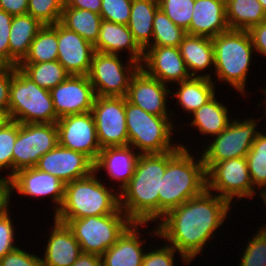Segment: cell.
<instances>
[{"mask_svg":"<svg viewBox=\"0 0 266 266\" xmlns=\"http://www.w3.org/2000/svg\"><path fill=\"white\" fill-rule=\"evenodd\" d=\"M239 266H266V228L261 227L247 242Z\"/></svg>","mask_w":266,"mask_h":266,"instance_id":"obj_38","label":"cell"},{"mask_svg":"<svg viewBox=\"0 0 266 266\" xmlns=\"http://www.w3.org/2000/svg\"><path fill=\"white\" fill-rule=\"evenodd\" d=\"M9 65L0 57V73L4 71Z\"/></svg>","mask_w":266,"mask_h":266,"instance_id":"obj_54","label":"cell"},{"mask_svg":"<svg viewBox=\"0 0 266 266\" xmlns=\"http://www.w3.org/2000/svg\"><path fill=\"white\" fill-rule=\"evenodd\" d=\"M58 59V23L44 25L20 63H44Z\"/></svg>","mask_w":266,"mask_h":266,"instance_id":"obj_33","label":"cell"},{"mask_svg":"<svg viewBox=\"0 0 266 266\" xmlns=\"http://www.w3.org/2000/svg\"><path fill=\"white\" fill-rule=\"evenodd\" d=\"M250 178L254 188H266V132H260L246 156Z\"/></svg>","mask_w":266,"mask_h":266,"instance_id":"obj_36","label":"cell"},{"mask_svg":"<svg viewBox=\"0 0 266 266\" xmlns=\"http://www.w3.org/2000/svg\"><path fill=\"white\" fill-rule=\"evenodd\" d=\"M56 125L60 146L81 152L93 162L97 160L101 147L92 112L64 116Z\"/></svg>","mask_w":266,"mask_h":266,"instance_id":"obj_14","label":"cell"},{"mask_svg":"<svg viewBox=\"0 0 266 266\" xmlns=\"http://www.w3.org/2000/svg\"><path fill=\"white\" fill-rule=\"evenodd\" d=\"M15 66H8L0 73V109L9 110L10 86Z\"/></svg>","mask_w":266,"mask_h":266,"instance_id":"obj_46","label":"cell"},{"mask_svg":"<svg viewBox=\"0 0 266 266\" xmlns=\"http://www.w3.org/2000/svg\"><path fill=\"white\" fill-rule=\"evenodd\" d=\"M212 41L215 68L212 71L216 78L246 96V81L255 50L248 31L229 29L212 38Z\"/></svg>","mask_w":266,"mask_h":266,"instance_id":"obj_5","label":"cell"},{"mask_svg":"<svg viewBox=\"0 0 266 266\" xmlns=\"http://www.w3.org/2000/svg\"><path fill=\"white\" fill-rule=\"evenodd\" d=\"M206 189L216 192L230 204L236 198H254L256 192L248 170L246 157L233 158L214 163L206 171ZM235 197V199H234Z\"/></svg>","mask_w":266,"mask_h":266,"instance_id":"obj_11","label":"cell"},{"mask_svg":"<svg viewBox=\"0 0 266 266\" xmlns=\"http://www.w3.org/2000/svg\"><path fill=\"white\" fill-rule=\"evenodd\" d=\"M179 49L191 77L212 79V74H198L204 69H209L210 66L214 67L212 38L186 34L179 45Z\"/></svg>","mask_w":266,"mask_h":266,"instance_id":"obj_26","label":"cell"},{"mask_svg":"<svg viewBox=\"0 0 266 266\" xmlns=\"http://www.w3.org/2000/svg\"><path fill=\"white\" fill-rule=\"evenodd\" d=\"M133 0H102V20L128 25Z\"/></svg>","mask_w":266,"mask_h":266,"instance_id":"obj_41","label":"cell"},{"mask_svg":"<svg viewBox=\"0 0 266 266\" xmlns=\"http://www.w3.org/2000/svg\"><path fill=\"white\" fill-rule=\"evenodd\" d=\"M159 8L179 27H190L195 0H158Z\"/></svg>","mask_w":266,"mask_h":266,"instance_id":"obj_39","label":"cell"},{"mask_svg":"<svg viewBox=\"0 0 266 266\" xmlns=\"http://www.w3.org/2000/svg\"><path fill=\"white\" fill-rule=\"evenodd\" d=\"M35 168L50 173L66 184L89 176L94 171V162L81 152L57 144L39 158Z\"/></svg>","mask_w":266,"mask_h":266,"instance_id":"obj_16","label":"cell"},{"mask_svg":"<svg viewBox=\"0 0 266 266\" xmlns=\"http://www.w3.org/2000/svg\"><path fill=\"white\" fill-rule=\"evenodd\" d=\"M261 197V201H263V203H265L264 205H266V188L263 189L262 191H259V195ZM263 199V200H262ZM266 208V207H265ZM263 228H266V225L262 226Z\"/></svg>","mask_w":266,"mask_h":266,"instance_id":"obj_53","label":"cell"},{"mask_svg":"<svg viewBox=\"0 0 266 266\" xmlns=\"http://www.w3.org/2000/svg\"><path fill=\"white\" fill-rule=\"evenodd\" d=\"M140 68V64L128 58L122 64L117 54L95 51L88 74L96 96L125 97L132 76Z\"/></svg>","mask_w":266,"mask_h":266,"instance_id":"obj_10","label":"cell"},{"mask_svg":"<svg viewBox=\"0 0 266 266\" xmlns=\"http://www.w3.org/2000/svg\"><path fill=\"white\" fill-rule=\"evenodd\" d=\"M159 9L158 0H133L128 28L135 42L145 51L153 37V20ZM151 41V42H150Z\"/></svg>","mask_w":266,"mask_h":266,"instance_id":"obj_29","label":"cell"},{"mask_svg":"<svg viewBox=\"0 0 266 266\" xmlns=\"http://www.w3.org/2000/svg\"><path fill=\"white\" fill-rule=\"evenodd\" d=\"M229 29L249 30L266 20V12L259 0H225Z\"/></svg>","mask_w":266,"mask_h":266,"instance_id":"obj_30","label":"cell"},{"mask_svg":"<svg viewBox=\"0 0 266 266\" xmlns=\"http://www.w3.org/2000/svg\"><path fill=\"white\" fill-rule=\"evenodd\" d=\"M66 223L83 253L101 256L133 223L119 208L115 213L78 219H56Z\"/></svg>","mask_w":266,"mask_h":266,"instance_id":"obj_8","label":"cell"},{"mask_svg":"<svg viewBox=\"0 0 266 266\" xmlns=\"http://www.w3.org/2000/svg\"><path fill=\"white\" fill-rule=\"evenodd\" d=\"M91 112L101 149L129 144L125 97L96 96Z\"/></svg>","mask_w":266,"mask_h":266,"instance_id":"obj_13","label":"cell"},{"mask_svg":"<svg viewBox=\"0 0 266 266\" xmlns=\"http://www.w3.org/2000/svg\"><path fill=\"white\" fill-rule=\"evenodd\" d=\"M171 93L168 85L158 79L149 76L141 67L132 76L126 100L148 113L157 116H173V112L167 108L168 94ZM172 112V113H171Z\"/></svg>","mask_w":266,"mask_h":266,"instance_id":"obj_17","label":"cell"},{"mask_svg":"<svg viewBox=\"0 0 266 266\" xmlns=\"http://www.w3.org/2000/svg\"><path fill=\"white\" fill-rule=\"evenodd\" d=\"M101 22L102 17L98 13L70 8L64 4L60 23L67 29L78 33L93 45L99 37Z\"/></svg>","mask_w":266,"mask_h":266,"instance_id":"obj_32","label":"cell"},{"mask_svg":"<svg viewBox=\"0 0 266 266\" xmlns=\"http://www.w3.org/2000/svg\"><path fill=\"white\" fill-rule=\"evenodd\" d=\"M256 52L266 56V20L248 30Z\"/></svg>","mask_w":266,"mask_h":266,"instance_id":"obj_47","label":"cell"},{"mask_svg":"<svg viewBox=\"0 0 266 266\" xmlns=\"http://www.w3.org/2000/svg\"><path fill=\"white\" fill-rule=\"evenodd\" d=\"M10 195L15 190L25 197H47L56 204L55 213L60 209L65 195V183L59 178L35 167L16 171L10 178Z\"/></svg>","mask_w":266,"mask_h":266,"instance_id":"obj_18","label":"cell"},{"mask_svg":"<svg viewBox=\"0 0 266 266\" xmlns=\"http://www.w3.org/2000/svg\"><path fill=\"white\" fill-rule=\"evenodd\" d=\"M205 189L200 195L168 211L151 232L179 252L188 264L203 253L205 245L215 237V231L230 214L231 204ZM161 221V222H160ZM168 241V242H167ZM170 243V244H169Z\"/></svg>","mask_w":266,"mask_h":266,"instance_id":"obj_1","label":"cell"},{"mask_svg":"<svg viewBox=\"0 0 266 266\" xmlns=\"http://www.w3.org/2000/svg\"><path fill=\"white\" fill-rule=\"evenodd\" d=\"M126 127L130 146L140 154H160L177 150L181 145L172 141V118L157 116L128 102L125 98ZM173 143V144H172Z\"/></svg>","mask_w":266,"mask_h":266,"instance_id":"obj_6","label":"cell"},{"mask_svg":"<svg viewBox=\"0 0 266 266\" xmlns=\"http://www.w3.org/2000/svg\"><path fill=\"white\" fill-rule=\"evenodd\" d=\"M13 15L0 9V57L9 65V37Z\"/></svg>","mask_w":266,"mask_h":266,"instance_id":"obj_45","label":"cell"},{"mask_svg":"<svg viewBox=\"0 0 266 266\" xmlns=\"http://www.w3.org/2000/svg\"><path fill=\"white\" fill-rule=\"evenodd\" d=\"M65 5L70 8L89 10L100 14L102 0H65Z\"/></svg>","mask_w":266,"mask_h":266,"instance_id":"obj_49","label":"cell"},{"mask_svg":"<svg viewBox=\"0 0 266 266\" xmlns=\"http://www.w3.org/2000/svg\"><path fill=\"white\" fill-rule=\"evenodd\" d=\"M186 31L177 26L160 8L153 20V37L150 46L179 47Z\"/></svg>","mask_w":266,"mask_h":266,"instance_id":"obj_35","label":"cell"},{"mask_svg":"<svg viewBox=\"0 0 266 266\" xmlns=\"http://www.w3.org/2000/svg\"><path fill=\"white\" fill-rule=\"evenodd\" d=\"M259 2L261 3V5L263 6V8L266 12V0H259Z\"/></svg>","mask_w":266,"mask_h":266,"instance_id":"obj_55","label":"cell"},{"mask_svg":"<svg viewBox=\"0 0 266 266\" xmlns=\"http://www.w3.org/2000/svg\"><path fill=\"white\" fill-rule=\"evenodd\" d=\"M94 45L58 22V62L70 75L88 76Z\"/></svg>","mask_w":266,"mask_h":266,"instance_id":"obj_20","label":"cell"},{"mask_svg":"<svg viewBox=\"0 0 266 266\" xmlns=\"http://www.w3.org/2000/svg\"><path fill=\"white\" fill-rule=\"evenodd\" d=\"M0 9L18 16L27 14L28 0H0Z\"/></svg>","mask_w":266,"mask_h":266,"instance_id":"obj_48","label":"cell"},{"mask_svg":"<svg viewBox=\"0 0 266 266\" xmlns=\"http://www.w3.org/2000/svg\"><path fill=\"white\" fill-rule=\"evenodd\" d=\"M257 124L260 123L253 118L243 121L232 118L226 129L214 136L215 138L201 152L205 170L223 160L246 157L260 133Z\"/></svg>","mask_w":266,"mask_h":266,"instance_id":"obj_9","label":"cell"},{"mask_svg":"<svg viewBox=\"0 0 266 266\" xmlns=\"http://www.w3.org/2000/svg\"><path fill=\"white\" fill-rule=\"evenodd\" d=\"M144 223H132L124 233L101 255L102 266H141L146 250L140 237ZM140 239V240H139ZM144 249V252H143Z\"/></svg>","mask_w":266,"mask_h":266,"instance_id":"obj_23","label":"cell"},{"mask_svg":"<svg viewBox=\"0 0 266 266\" xmlns=\"http://www.w3.org/2000/svg\"><path fill=\"white\" fill-rule=\"evenodd\" d=\"M9 211L10 209L8 208L4 213L0 214V259L17 248L14 245L16 230H14V223H12Z\"/></svg>","mask_w":266,"mask_h":266,"instance_id":"obj_42","label":"cell"},{"mask_svg":"<svg viewBox=\"0 0 266 266\" xmlns=\"http://www.w3.org/2000/svg\"><path fill=\"white\" fill-rule=\"evenodd\" d=\"M11 121L8 110L0 109V128L4 127L7 123Z\"/></svg>","mask_w":266,"mask_h":266,"instance_id":"obj_52","label":"cell"},{"mask_svg":"<svg viewBox=\"0 0 266 266\" xmlns=\"http://www.w3.org/2000/svg\"><path fill=\"white\" fill-rule=\"evenodd\" d=\"M43 26L29 14L13 17L9 37V66L17 67L25 58L31 43Z\"/></svg>","mask_w":266,"mask_h":266,"instance_id":"obj_27","label":"cell"},{"mask_svg":"<svg viewBox=\"0 0 266 266\" xmlns=\"http://www.w3.org/2000/svg\"><path fill=\"white\" fill-rule=\"evenodd\" d=\"M167 152V166L161 179L159 220L171 209L206 189V170L202 157L195 158L184 145ZM199 159V160H198Z\"/></svg>","mask_w":266,"mask_h":266,"instance_id":"obj_3","label":"cell"},{"mask_svg":"<svg viewBox=\"0 0 266 266\" xmlns=\"http://www.w3.org/2000/svg\"><path fill=\"white\" fill-rule=\"evenodd\" d=\"M17 67L39 87L48 90L55 88L70 76L58 60L44 63H19Z\"/></svg>","mask_w":266,"mask_h":266,"instance_id":"obj_34","label":"cell"},{"mask_svg":"<svg viewBox=\"0 0 266 266\" xmlns=\"http://www.w3.org/2000/svg\"><path fill=\"white\" fill-rule=\"evenodd\" d=\"M97 52L107 54H117L128 50L131 60L140 65L144 58V51L135 42L133 35L127 25L117 24L102 20L99 37L94 44Z\"/></svg>","mask_w":266,"mask_h":266,"instance_id":"obj_25","label":"cell"},{"mask_svg":"<svg viewBox=\"0 0 266 266\" xmlns=\"http://www.w3.org/2000/svg\"><path fill=\"white\" fill-rule=\"evenodd\" d=\"M96 172L65 184V195L54 219H78L115 213L119 207V192H113L99 181ZM105 186V187H104Z\"/></svg>","mask_w":266,"mask_h":266,"instance_id":"obj_4","label":"cell"},{"mask_svg":"<svg viewBox=\"0 0 266 266\" xmlns=\"http://www.w3.org/2000/svg\"><path fill=\"white\" fill-rule=\"evenodd\" d=\"M139 156V151L135 152L134 147L130 145L105 147L100 150L94 162V171L97 173L104 169L109 179L121 181L118 188L120 192L134 175Z\"/></svg>","mask_w":266,"mask_h":266,"instance_id":"obj_21","label":"cell"},{"mask_svg":"<svg viewBox=\"0 0 266 266\" xmlns=\"http://www.w3.org/2000/svg\"><path fill=\"white\" fill-rule=\"evenodd\" d=\"M176 92L170 93L184 111L192 114L215 96L216 86L212 79L206 77H190L177 83Z\"/></svg>","mask_w":266,"mask_h":266,"instance_id":"obj_28","label":"cell"},{"mask_svg":"<svg viewBox=\"0 0 266 266\" xmlns=\"http://www.w3.org/2000/svg\"><path fill=\"white\" fill-rule=\"evenodd\" d=\"M167 166V152L140 154L134 175L119 192V207L133 223L159 220L161 179Z\"/></svg>","mask_w":266,"mask_h":266,"instance_id":"obj_2","label":"cell"},{"mask_svg":"<svg viewBox=\"0 0 266 266\" xmlns=\"http://www.w3.org/2000/svg\"><path fill=\"white\" fill-rule=\"evenodd\" d=\"M18 134V122L11 120L0 128V173L3 169L10 170L7 177L13 175V146Z\"/></svg>","mask_w":266,"mask_h":266,"instance_id":"obj_40","label":"cell"},{"mask_svg":"<svg viewBox=\"0 0 266 266\" xmlns=\"http://www.w3.org/2000/svg\"><path fill=\"white\" fill-rule=\"evenodd\" d=\"M0 266H42L41 257L19 247L0 259Z\"/></svg>","mask_w":266,"mask_h":266,"instance_id":"obj_44","label":"cell"},{"mask_svg":"<svg viewBox=\"0 0 266 266\" xmlns=\"http://www.w3.org/2000/svg\"><path fill=\"white\" fill-rule=\"evenodd\" d=\"M215 97L192 113L194 117L189 124L197 128L201 135H219L231 122L227 107Z\"/></svg>","mask_w":266,"mask_h":266,"instance_id":"obj_31","label":"cell"},{"mask_svg":"<svg viewBox=\"0 0 266 266\" xmlns=\"http://www.w3.org/2000/svg\"><path fill=\"white\" fill-rule=\"evenodd\" d=\"M263 90V93L266 94V89H262ZM264 104H266V101H263ZM266 107V105H264ZM266 108H265V111H264V115H262L263 117L266 116Z\"/></svg>","mask_w":266,"mask_h":266,"instance_id":"obj_56","label":"cell"},{"mask_svg":"<svg viewBox=\"0 0 266 266\" xmlns=\"http://www.w3.org/2000/svg\"><path fill=\"white\" fill-rule=\"evenodd\" d=\"M58 144L56 123H19L13 146V174L35 167L39 158Z\"/></svg>","mask_w":266,"mask_h":266,"instance_id":"obj_12","label":"cell"},{"mask_svg":"<svg viewBox=\"0 0 266 266\" xmlns=\"http://www.w3.org/2000/svg\"><path fill=\"white\" fill-rule=\"evenodd\" d=\"M72 266H102L101 256L82 252Z\"/></svg>","mask_w":266,"mask_h":266,"instance_id":"obj_51","label":"cell"},{"mask_svg":"<svg viewBox=\"0 0 266 266\" xmlns=\"http://www.w3.org/2000/svg\"><path fill=\"white\" fill-rule=\"evenodd\" d=\"M175 253L179 252L168 244L156 250H146L141 266H174Z\"/></svg>","mask_w":266,"mask_h":266,"instance_id":"obj_43","label":"cell"},{"mask_svg":"<svg viewBox=\"0 0 266 266\" xmlns=\"http://www.w3.org/2000/svg\"><path fill=\"white\" fill-rule=\"evenodd\" d=\"M10 195V179L9 177L0 176V214L9 208Z\"/></svg>","mask_w":266,"mask_h":266,"instance_id":"obj_50","label":"cell"},{"mask_svg":"<svg viewBox=\"0 0 266 266\" xmlns=\"http://www.w3.org/2000/svg\"><path fill=\"white\" fill-rule=\"evenodd\" d=\"M65 0H28L27 14L43 25H53L61 20Z\"/></svg>","mask_w":266,"mask_h":266,"instance_id":"obj_37","label":"cell"},{"mask_svg":"<svg viewBox=\"0 0 266 266\" xmlns=\"http://www.w3.org/2000/svg\"><path fill=\"white\" fill-rule=\"evenodd\" d=\"M42 266H72L82 253L80 244L66 223L54 219Z\"/></svg>","mask_w":266,"mask_h":266,"instance_id":"obj_22","label":"cell"},{"mask_svg":"<svg viewBox=\"0 0 266 266\" xmlns=\"http://www.w3.org/2000/svg\"><path fill=\"white\" fill-rule=\"evenodd\" d=\"M50 93L58 118L91 112L96 97L88 76L70 75Z\"/></svg>","mask_w":266,"mask_h":266,"instance_id":"obj_15","label":"cell"},{"mask_svg":"<svg viewBox=\"0 0 266 266\" xmlns=\"http://www.w3.org/2000/svg\"><path fill=\"white\" fill-rule=\"evenodd\" d=\"M140 67L163 84L180 83L191 76L179 47L150 46L144 51ZM168 82V83H167Z\"/></svg>","mask_w":266,"mask_h":266,"instance_id":"obj_19","label":"cell"},{"mask_svg":"<svg viewBox=\"0 0 266 266\" xmlns=\"http://www.w3.org/2000/svg\"><path fill=\"white\" fill-rule=\"evenodd\" d=\"M228 30L225 0H195L187 34L214 38Z\"/></svg>","mask_w":266,"mask_h":266,"instance_id":"obj_24","label":"cell"},{"mask_svg":"<svg viewBox=\"0 0 266 266\" xmlns=\"http://www.w3.org/2000/svg\"><path fill=\"white\" fill-rule=\"evenodd\" d=\"M9 115L19 123H56L50 90L39 87L18 67L10 86Z\"/></svg>","mask_w":266,"mask_h":266,"instance_id":"obj_7","label":"cell"}]
</instances>
